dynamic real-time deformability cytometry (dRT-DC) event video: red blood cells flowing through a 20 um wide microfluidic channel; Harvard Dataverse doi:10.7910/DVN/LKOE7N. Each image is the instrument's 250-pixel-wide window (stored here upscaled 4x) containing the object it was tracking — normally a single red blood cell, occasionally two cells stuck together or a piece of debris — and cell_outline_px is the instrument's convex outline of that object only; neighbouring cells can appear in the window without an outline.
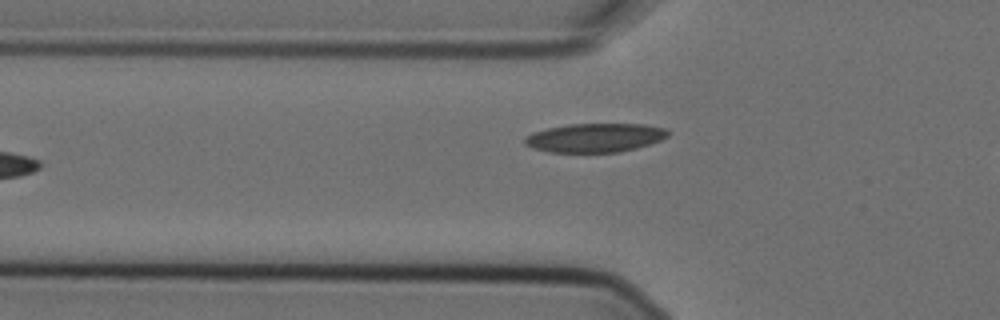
{"species": "Egyptian fruit bat (a non-hibernating species)", "species_latin": "Rousettus aegyptiacus", "temperature_condition": "cold", "stored_images_in_passage": 5, "camera_frame_rate_fps": 3000, "um_per_image_px": 0.085, "animal": {"sex": "female"}, "frame": {"image": 1, "passage_image": 5, "time_ms": 1.333, "image_size_px": [1000, 320], "cell_outline_px": [[668, 136], [660, 140], [636, 148], [620, 152], [548, 152], [532, 148], [524, 144], [524, 136], [532, 132], [548, 128], [568, 124], [644, 124], [664, 128], [668, 132]], "centroid_in_image_um": [50.52, 11.71], "position_along_channel_um": 75.3, "area_um2": 24.1}}